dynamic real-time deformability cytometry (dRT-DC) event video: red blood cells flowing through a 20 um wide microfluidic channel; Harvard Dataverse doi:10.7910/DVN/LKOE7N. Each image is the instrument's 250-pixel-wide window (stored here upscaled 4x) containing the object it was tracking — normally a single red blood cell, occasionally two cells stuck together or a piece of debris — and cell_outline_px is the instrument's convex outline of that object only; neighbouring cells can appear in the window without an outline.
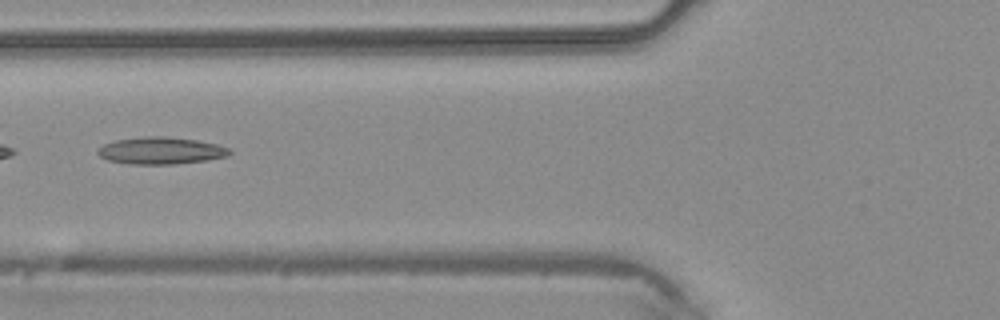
{"species": "common noctule bat (a hibernating species)", "species_latin": "Nyctalus noctula", "temperature_condition": "warm", "stored_images_in_passage": 3, "camera_frame_rate_fps": 3000, "um_per_image_px": 0.085, "animal": {"sex": "male", "body_mass_g": 20.4}, "frame": {"image": 1, "passage_image": 3, "time_ms": 0.667, "image_size_px": [1000, 320], "cell_outline_px": [[232, 152], [228, 156], [204, 160], [176, 164], [128, 164], [108, 160], [100, 156], [96, 152], [96, 148], [104, 144], [116, 140], [144, 136], [160, 136], [196, 140], [216, 144], [228, 148]], "centroid_in_image_um": [13.63, 12.81], "position_along_channel_um": 112.2, "area_um2": 20.69}}